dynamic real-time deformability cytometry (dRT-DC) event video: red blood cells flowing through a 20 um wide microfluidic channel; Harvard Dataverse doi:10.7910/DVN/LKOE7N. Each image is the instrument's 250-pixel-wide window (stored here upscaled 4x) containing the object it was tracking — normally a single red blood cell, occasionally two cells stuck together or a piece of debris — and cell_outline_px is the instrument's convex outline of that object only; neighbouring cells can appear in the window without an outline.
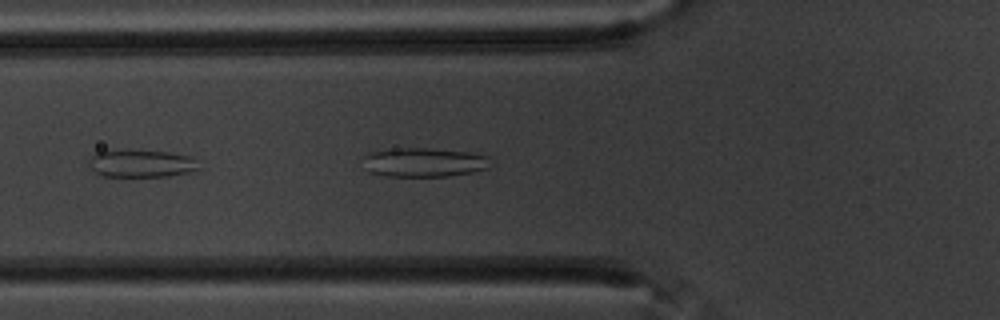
{"species": "common noctule bat (a hibernating species)", "species_latin": "Nyctalus noctula", "temperature_condition": "warm", "stored_images_in_passage": 5, "camera_frame_rate_fps": 3000, "um_per_image_px": 0.085, "animal": {"sex": "male", "body_mass_g": 20.1, "forearm_length_mm": 53.5}, "frame": {"image": 1, "passage_image": 3, "time_ms": 0.667, "image_size_px": [1000, 320], "cell_outline_px": [[200, 168], [192, 172], [168, 176], [104, 176], [96, 172], [88, 164], [88, 160], [96, 152], [168, 152], [192, 156]], "centroid_in_image_um": [12.07, 13.93], "position_along_channel_um": 113.7, "area_um2": 16.99}}